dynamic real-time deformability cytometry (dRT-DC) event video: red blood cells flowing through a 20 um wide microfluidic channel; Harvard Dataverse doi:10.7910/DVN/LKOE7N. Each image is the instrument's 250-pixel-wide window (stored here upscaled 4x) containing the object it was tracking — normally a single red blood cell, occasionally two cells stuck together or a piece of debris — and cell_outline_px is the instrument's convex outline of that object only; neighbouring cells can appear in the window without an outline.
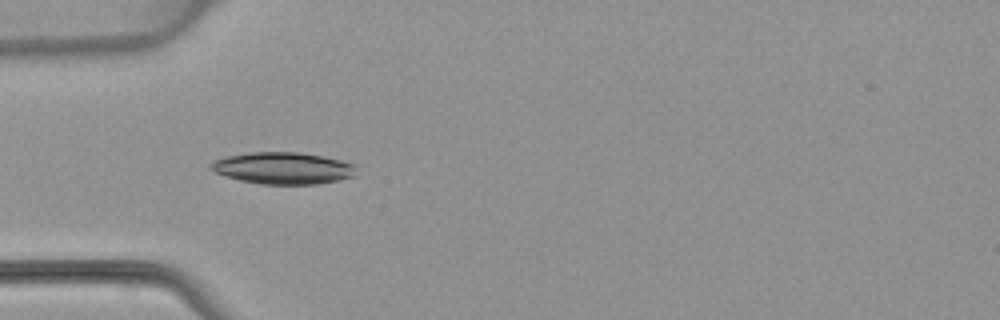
{"species": "common noctule bat (a hibernating species)", "species_latin": "Nyctalus noctula", "temperature_condition": "warm", "stored_images_in_passage": 4, "camera_frame_rate_fps": 3000, "um_per_image_px": 0.085, "animal": {"sex": "female", "body_mass_g": 22.7, "forearm_length_mm": 54.2}, "frame": {"image": 1, "passage_image": 3, "time_ms": 3.0, "image_size_px": [1000, 320], "cell_outline_px": [[356, 164], [352, 176], [336, 180], [316, 184], [260, 184], [240, 180], [216, 172], [208, 168], [208, 164], [212, 160], [224, 156], [248, 152], [300, 152], [324, 156]], "centroid_in_image_um": [23.99, 14.27], "position_along_channel_um": 61.0, "area_um2": 26.99}}
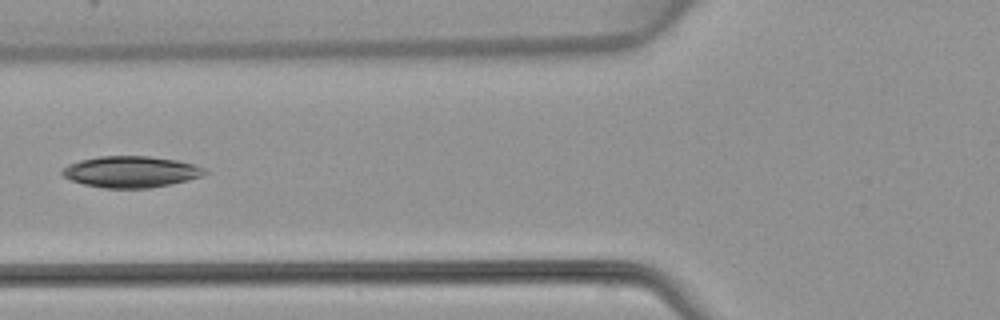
{"frame": {"image": 2, "passage_image": 4, "time_ms": 4.333, "image_size_px": [1000, 320], "cell_outline_px": [[208, 172], [204, 176], [188, 180], [148, 188], [104, 188], [84, 184], [72, 180], [64, 176], [60, 172], [68, 164], [80, 160], [100, 156], [148, 156], [176, 160], [196, 164], [204, 168]], "centroid_in_image_um": [11.16, 14.59], "position_along_channel_um": 114.6, "area_um2": 25.95}}